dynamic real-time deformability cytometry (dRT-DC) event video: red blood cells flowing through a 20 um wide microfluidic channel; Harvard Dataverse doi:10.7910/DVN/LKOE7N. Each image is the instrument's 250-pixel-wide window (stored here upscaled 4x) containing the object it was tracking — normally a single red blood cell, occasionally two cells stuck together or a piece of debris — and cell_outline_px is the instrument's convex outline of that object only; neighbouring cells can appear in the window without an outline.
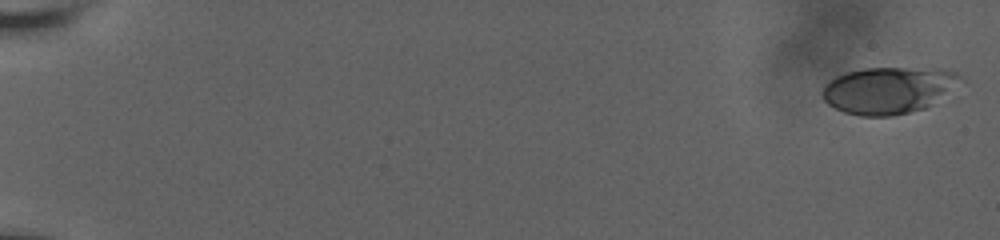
{"species": "human", "species_latin": "Homo sapiens", "temperature_condition": "room temperature", "stored_images_in_passage": 11, "camera_frame_rate_fps": 3000, "um_per_image_px": 0.085, "donor": {"sex": "male"}, "frame": {"image": 1, "passage_image": 1, "time_ms": 0.0, "image_size_px": [1000, 240], "cell_outline_px": [[956, 76], [924, 108], [892, 116], [860, 116], [844, 112], [828, 104], [824, 100], [824, 88], [828, 80], [836, 76], [848, 72], [864, 68], [940, 68], [956, 72]], "centroid_in_image_um": [75.3, 7.66], "position_along_channel_um": 9.7, "area_um2": 35.72}}